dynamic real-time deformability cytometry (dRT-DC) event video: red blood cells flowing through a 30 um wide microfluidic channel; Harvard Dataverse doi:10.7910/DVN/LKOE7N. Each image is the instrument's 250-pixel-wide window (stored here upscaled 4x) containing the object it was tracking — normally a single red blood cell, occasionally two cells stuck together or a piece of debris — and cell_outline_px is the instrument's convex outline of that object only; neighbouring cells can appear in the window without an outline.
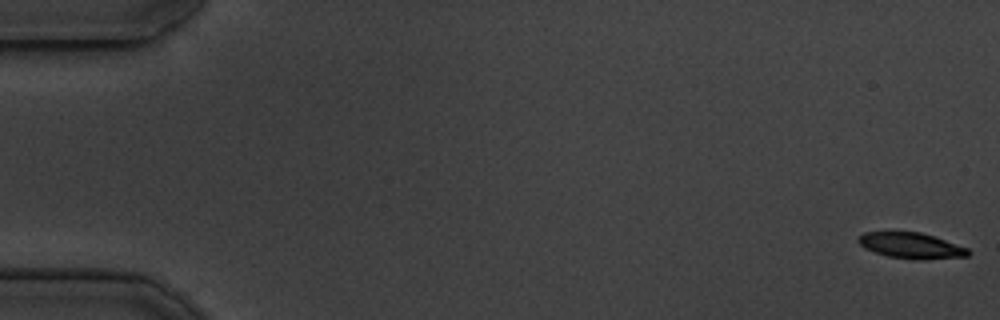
{"species": "common noctule bat (a hibernating species)", "species_latin": "Nyctalus noctula", "temperature_condition": "cold", "stored_images_in_passage": 54, "camera_frame_rate_fps": 3000, "um_per_image_px": 0.085, "animal": {"sex": "male", "body_mass_g": 19.5, "forearm_length_mm": 54.6}, "frame": {"image": 1, "passage_image": 1, "time_ms": 0.0, "image_size_px": [1000, 320], "cell_outline_px": [[968, 252], [964, 256], [896, 256], [880, 252], [864, 244], [860, 240], [860, 236], [872, 232], [912, 232], [928, 236], [964, 248]], "centroid_in_image_um": [77.39, 20.8], "position_along_channel_um": 7.6, "area_um2": 13.58}}
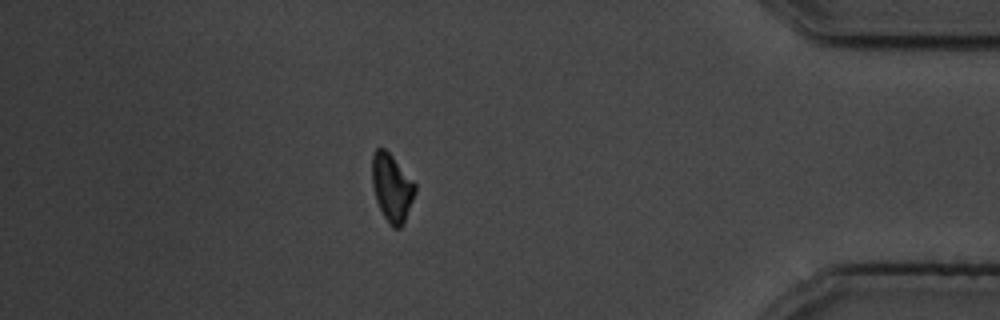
{"frame": {"image": 2, "passage_image": 47, "time_ms": 15.333, "image_size_px": [1000, 320], "cell_outline_px": [[412, 196], [404, 216], [400, 224], [392, 224], [384, 212], [380, 204], [376, 192], [372, 168], [372, 164], [376, 152], [380, 148], [392, 160], [412, 184]], "centroid_in_image_um": [33.25, 15.93], "position_along_channel_um": 401.9, "area_um2": 13.64}}
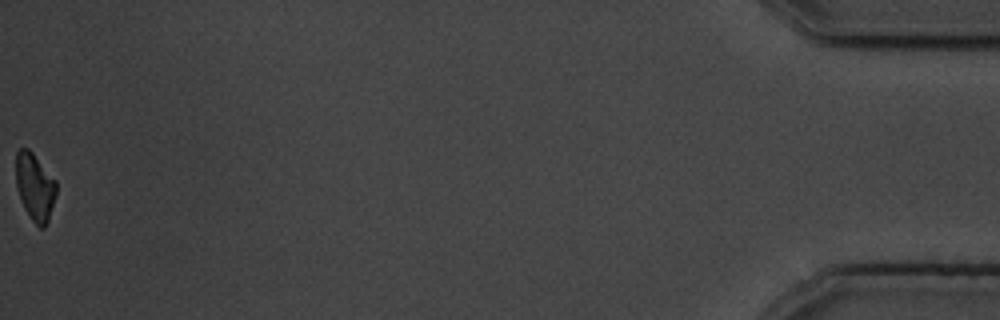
{"frame": {"image": 3, "passage_image": 54, "time_ms": 17.667, "image_size_px": [1000, 320], "cell_outline_px": [[56, 188], [44, 224], [40, 224], [32, 216], [24, 204], [20, 192], [16, 176], [16, 156], [24, 148], [32, 156], [56, 184]], "centroid_in_image_um": [2.93, 15.82], "position_along_channel_um": 432.3, "area_um2": 13.18}, "authors_computed_cell_mechanics": {"area_um2": 13.7275, "velocity_mm_per_s": 3.7816, "shape_relaxation_time_tau1_ms": 5.1222, "shape_relaxation_time_tau2_ms": null, "deformation_change_tau1": 0.2, "deformation_change_tau2": null}}